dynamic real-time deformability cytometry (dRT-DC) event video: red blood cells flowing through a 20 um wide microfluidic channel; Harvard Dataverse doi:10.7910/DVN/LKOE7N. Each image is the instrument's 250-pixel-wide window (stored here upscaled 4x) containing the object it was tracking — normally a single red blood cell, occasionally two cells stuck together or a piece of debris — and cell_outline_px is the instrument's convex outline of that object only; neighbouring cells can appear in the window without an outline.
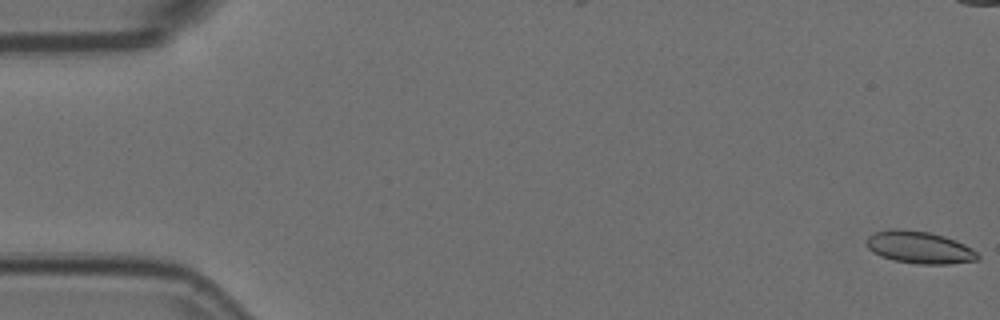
{"species": "Egyptian fruit bat (a non-hibernating species)", "species_latin": "Rousettus aegyptiacus", "temperature_condition": "room temperature", "stored_images_in_passage": 24, "camera_frame_rate_fps": 3000, "um_per_image_px": 0.085, "animal": {"sex": "female"}, "frame": {"image": 1, "passage_image": 1, "time_ms": 0.0, "image_size_px": [1000, 320], "cell_outline_px": [[980, 260], [948, 264], [916, 264], [896, 260], [880, 256], [872, 252], [868, 248], [868, 236], [876, 232], [892, 228], [900, 228], [932, 232], [956, 240], [972, 248], [980, 256]], "centroid_in_image_um": [78.18, 21.02], "position_along_channel_um": 6.8, "area_um2": 21.04}}
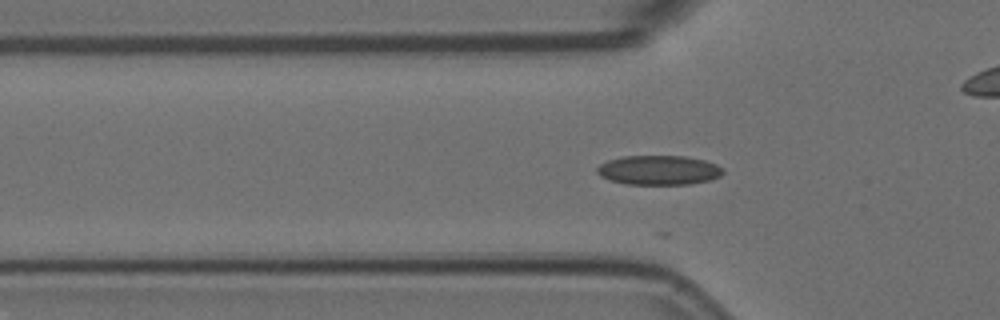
{"frame": {"image": 2, "passage_image": 18, "time_ms": 5.667, "image_size_px": [1000, 320], "cell_outline_px": [[724, 172], [720, 176], [708, 180], [688, 184], [628, 184], [612, 180], [600, 176], [596, 172], [596, 168], [600, 164], [608, 160], [624, 156], [684, 156], [704, 160], [716, 164], [724, 168]], "centroid_in_image_um": [56.0, 14.45], "position_along_channel_um": 69.8, "area_um2": 21.5}}
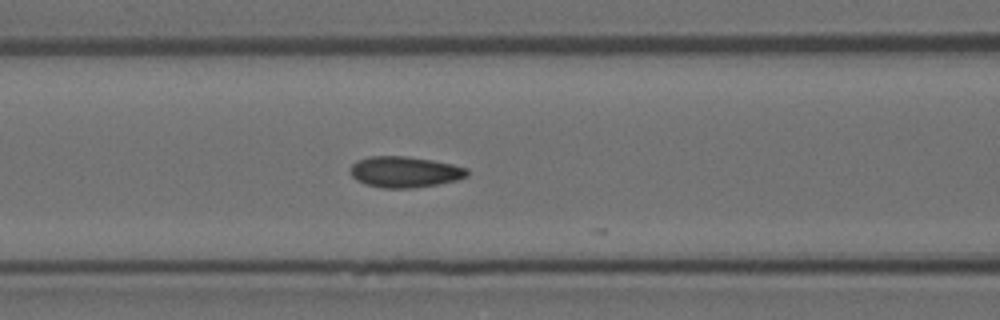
{"frame": {"image": 3, "passage_image": 23, "time_ms": 7.333, "image_size_px": [1000, 320], "cell_outline_px": [[468, 176], [456, 180], [436, 184], [412, 188], [380, 188], [364, 184], [356, 180], [348, 172], [348, 168], [356, 160], [372, 156], [404, 156], [432, 160], [452, 164], [468, 168]], "centroid_in_image_um": [34.35, 14.61], "position_along_channel_um": 132.3, "area_um2": 21.27}}